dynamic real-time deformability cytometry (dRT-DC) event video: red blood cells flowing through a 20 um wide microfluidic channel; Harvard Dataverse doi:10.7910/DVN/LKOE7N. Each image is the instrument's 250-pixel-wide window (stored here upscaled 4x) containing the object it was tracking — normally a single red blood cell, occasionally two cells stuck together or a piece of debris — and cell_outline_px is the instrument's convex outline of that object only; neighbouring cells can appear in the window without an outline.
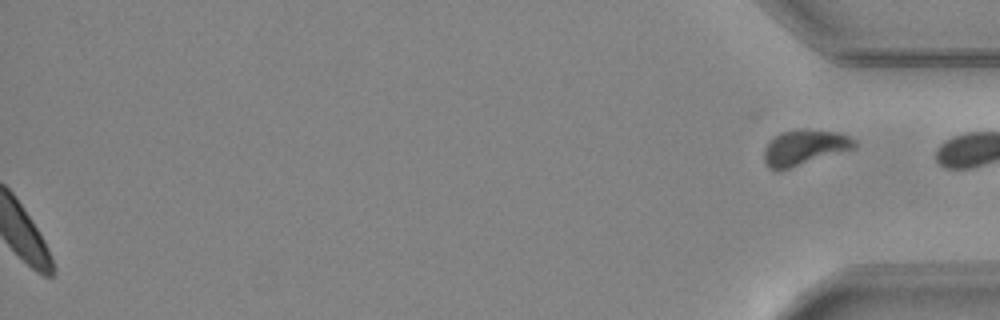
{"species": "common noctule bat (a hibernating species)", "species_latin": "Nyctalus noctula", "temperature_condition": "warm", "stored_images_in_passage": 52, "segment_of_instrument_passage": [2, 2], "camera_frame_rate_fps": 3000, "um_per_image_px": 0.085, "animal": {"sex": "female", "body_mass_g": 24.6, "forearm_length_mm": 56.2}, "frame": {"image": 1, "passage_image": 52, "time_ms": 17.0, "image_size_px": [1000, 320], "cell_outline_px": [[856, 148], [776, 172], [768, 168], [764, 160], [764, 148], [768, 140], [780, 132], [800, 128], [836, 132], [848, 136], [856, 140]], "centroid_in_image_um": [68.33, 12.53], "position_along_channel_um": 366.9, "area_um2": 18.9}}